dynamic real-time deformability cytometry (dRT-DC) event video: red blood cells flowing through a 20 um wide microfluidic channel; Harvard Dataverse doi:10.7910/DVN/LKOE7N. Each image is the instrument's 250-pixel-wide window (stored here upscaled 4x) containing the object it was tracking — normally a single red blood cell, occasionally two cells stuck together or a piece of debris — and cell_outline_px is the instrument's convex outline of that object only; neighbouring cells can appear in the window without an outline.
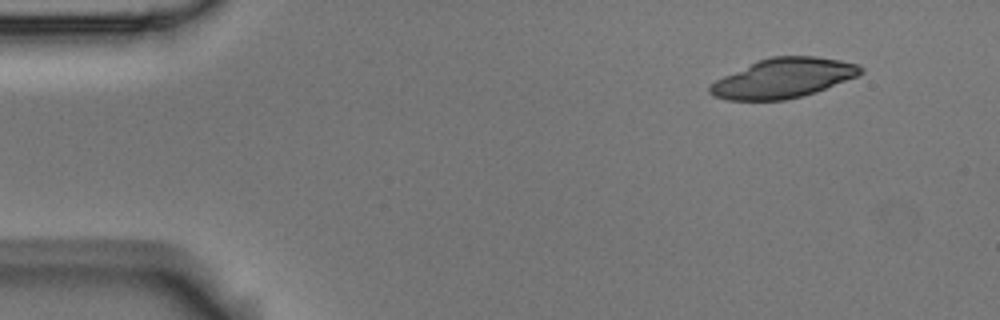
{"species": "Egyptian fruit bat (a non-hibernating species)", "species_latin": "Rousettus aegyptiacus", "temperature_condition": "room temperature", "stored_images_in_passage": 6, "segment_of_instrument_passage": [2, 2], "camera_frame_rate_fps": 3000, "um_per_image_px": 0.085, "animal": {"sex": "male"}, "frame": {"image": 1, "passage_image": 6, "time_ms": 1.667, "image_size_px": [1000, 320], "cell_outline_px": [[864, 72], [856, 76], [816, 92], [784, 100], [728, 100], [712, 96], [708, 92], [708, 88], [716, 80], [724, 76], [760, 60], [772, 56], [816, 56], [840, 60], [860, 64], [864, 68]], "centroid_in_image_um": [66.6, 6.64], "position_along_channel_um": 18.4, "area_um2": 34.45}}